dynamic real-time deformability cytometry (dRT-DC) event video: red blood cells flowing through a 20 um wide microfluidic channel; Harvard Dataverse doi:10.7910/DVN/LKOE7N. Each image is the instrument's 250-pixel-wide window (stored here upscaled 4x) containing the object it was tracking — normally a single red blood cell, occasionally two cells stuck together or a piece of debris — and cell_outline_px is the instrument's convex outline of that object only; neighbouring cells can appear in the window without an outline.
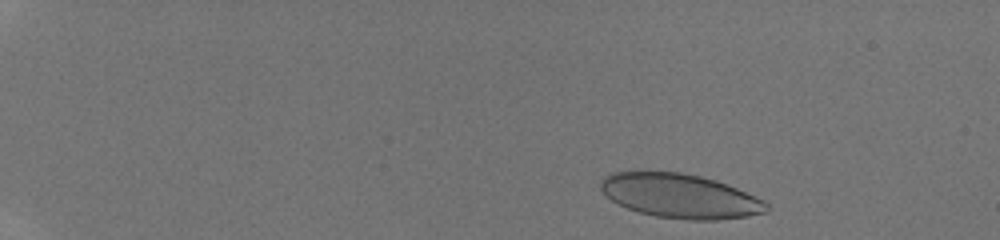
{"species": "human", "species_latin": "Homo sapiens", "temperature_condition": "room temperature", "stored_images_in_passage": 41, "camera_frame_rate_fps": 3000, "um_per_image_px": 0.085, "donor": {"sex": "male"}, "frame": {"image": 1, "passage_image": 3, "time_ms": 0.667, "image_size_px": [1000, 240], "cell_outline_px": [[768, 208], [764, 212], [748, 216], [716, 220], [688, 220], [656, 216], [640, 212], [628, 208], [612, 200], [600, 188], [600, 180], [604, 176], [612, 172], [680, 172], [700, 176], [716, 180], [736, 188], [764, 200], [768, 204]], "centroid_in_image_um": [57.8, 16.65], "position_along_channel_um": 27.2, "area_um2": 42.37}}
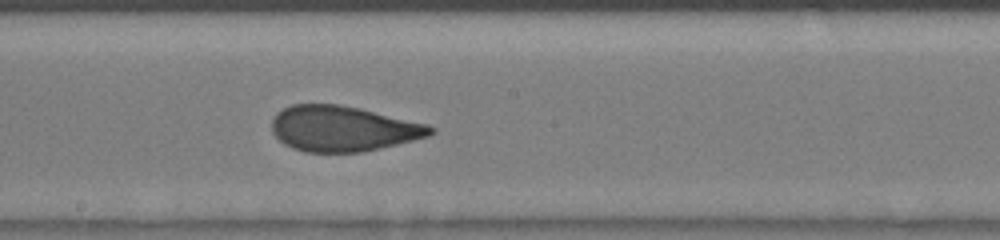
{"frame": {"image": 2, "passage_image": 24, "time_ms": 7.667, "image_size_px": [1000, 240], "cell_outline_px": [[436, 132], [428, 136], [380, 148], [360, 152], [304, 152], [292, 148], [284, 144], [272, 132], [272, 120], [276, 112], [292, 104], [336, 104], [360, 108], [428, 124], [436, 128]], "centroid_in_image_um": [29.14, 10.93], "position_along_channel_um": 219.1, "area_um2": 42.02}}
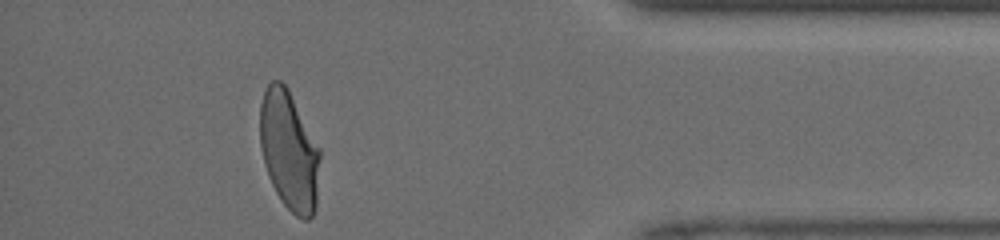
{"frame": {"image": 3, "passage_image": 38, "time_ms": 12.333, "image_size_px": [1000, 240], "cell_outline_px": [[320, 156], [316, 208], [312, 216], [308, 220], [304, 220], [296, 216], [280, 200], [268, 176], [264, 164], [260, 144], [260, 104], [264, 92], [268, 84], [272, 80], [280, 80], [288, 88], [320, 148]], "centroid_in_image_um": [24.58, 12.81], "position_along_channel_um": 410.6, "area_um2": 41.85}}